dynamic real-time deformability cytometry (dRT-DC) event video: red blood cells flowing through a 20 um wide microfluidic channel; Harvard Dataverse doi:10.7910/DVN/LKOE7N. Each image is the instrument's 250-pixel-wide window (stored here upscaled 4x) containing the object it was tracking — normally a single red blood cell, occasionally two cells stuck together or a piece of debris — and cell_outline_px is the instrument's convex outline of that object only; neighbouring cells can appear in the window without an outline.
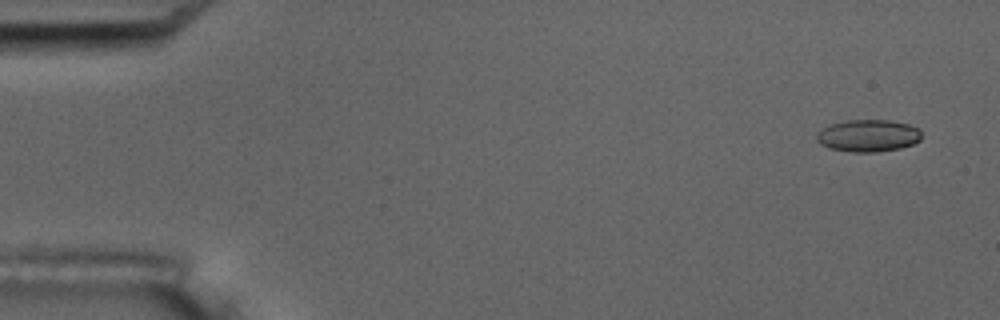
{"species": "common noctule bat (a hibernating species)", "species_latin": "Nyctalus noctula", "temperature_condition": "room temperature", "stored_images_in_passage": 5, "camera_frame_rate_fps": 3000, "um_per_image_px": 0.085, "animal": {"sex": "male", "body_mass_g": 17.5, "forearm_length_mm": 52.3}, "frame": {"image": 1, "passage_image": 1, "time_ms": 0.0, "image_size_px": [1000, 320], "cell_outline_px": [[920, 140], [912, 144], [900, 148], [876, 152], [852, 152], [828, 148], [820, 144], [816, 140], [816, 132], [832, 124], [848, 120], [888, 120], [908, 124], [920, 128]], "centroid_in_image_um": [73.78, 11.54], "position_along_channel_um": 11.2, "area_um2": 19.65}}
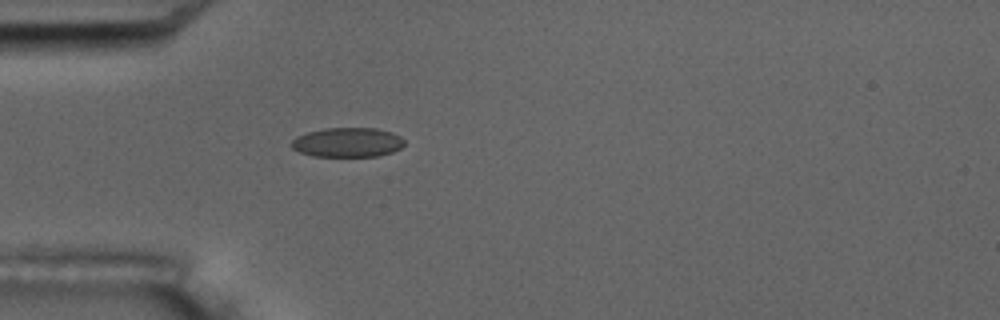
{"frame": {"image": 2, "passage_image": 5, "time_ms": 4.667, "image_size_px": [1000, 320], "cell_outline_px": [[404, 144], [400, 148], [392, 152], [380, 156], [312, 156], [300, 152], [292, 148], [288, 144], [296, 136], [308, 132], [324, 128], [376, 128], [392, 132], [400, 136], [404, 140]], "centroid_in_image_um": [29.52, 12.1], "position_along_channel_um": 55.5, "area_um2": 19.54}}